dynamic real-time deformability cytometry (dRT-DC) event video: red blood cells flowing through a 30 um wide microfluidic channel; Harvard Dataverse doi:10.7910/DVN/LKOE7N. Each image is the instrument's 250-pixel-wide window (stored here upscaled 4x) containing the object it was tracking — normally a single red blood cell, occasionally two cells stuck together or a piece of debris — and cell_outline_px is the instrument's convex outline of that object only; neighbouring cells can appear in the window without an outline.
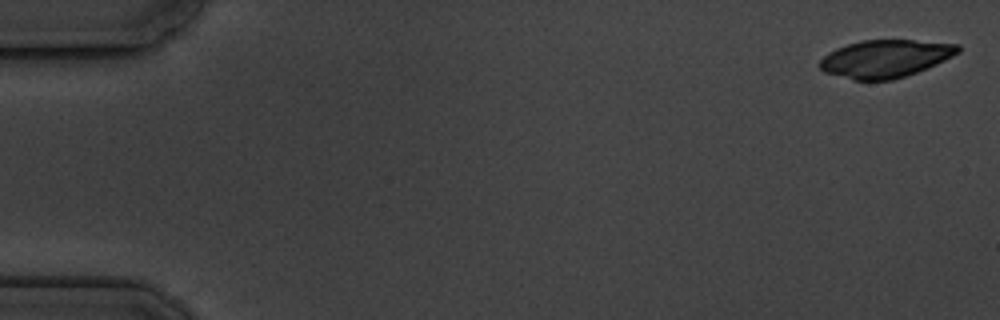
{"species": "common noctule bat (a hibernating species)", "species_latin": "Nyctalus noctula", "temperature_condition": "cold", "stored_images_in_passage": 4, "camera_frame_rate_fps": 3000, "um_per_image_px": 0.085, "animal": {"sex": "male", "body_mass_g": 19.5, "forearm_length_mm": 54.6}, "frame": {"image": 1, "passage_image": 1, "time_ms": 0.0, "image_size_px": [1000, 320], "cell_outline_px": [[960, 52], [936, 64], [916, 72], [892, 80], [852, 80], [824, 72], [820, 68], [820, 60], [828, 52], [836, 48], [860, 40], [912, 40], [960, 44]], "centroid_in_image_um": [75.24, 4.98], "position_along_channel_um": 9.8, "area_um2": 30.23}}